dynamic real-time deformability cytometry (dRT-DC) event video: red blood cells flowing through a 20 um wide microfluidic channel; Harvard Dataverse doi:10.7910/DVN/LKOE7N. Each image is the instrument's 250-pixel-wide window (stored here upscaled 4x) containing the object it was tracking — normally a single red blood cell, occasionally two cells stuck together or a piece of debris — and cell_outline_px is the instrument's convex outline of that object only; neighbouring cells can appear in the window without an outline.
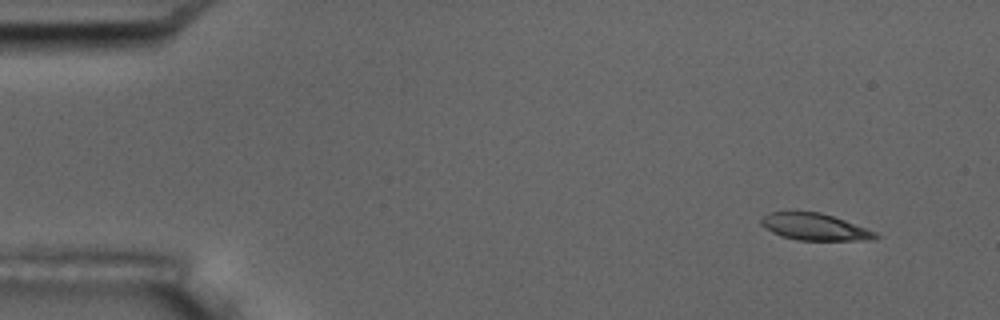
{"species": "common noctule bat (a hibernating species)", "species_latin": "Nyctalus noctula", "temperature_condition": "room temperature", "stored_images_in_passage": 5, "camera_frame_rate_fps": 3000, "um_per_image_px": 0.085, "animal": {"sex": "male", "body_mass_g": 17.5, "forearm_length_mm": 52.3}, "frame": {"image": 1, "passage_image": 1, "time_ms": 0.0, "image_size_px": [1000, 320], "cell_outline_px": [[880, 236], [868, 240], [796, 240], [780, 236], [772, 232], [760, 224], [760, 220], [764, 216], [772, 212], [820, 212], [844, 220], [876, 232]], "centroid_in_image_um": [69.23, 19.29], "position_along_channel_um": 15.8, "area_um2": 17.63}}
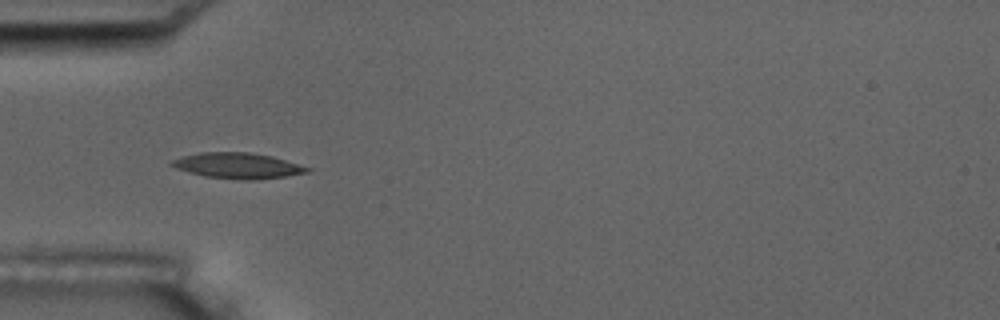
{"frame": {"image": 2, "passage_image": 4, "time_ms": 4.333, "image_size_px": [1000, 320], "cell_outline_px": [[312, 168], [308, 172], [284, 176], [252, 180], [244, 180], [204, 176], [188, 172], [176, 168], [168, 164], [172, 160], [184, 156], [200, 152], [248, 152], [272, 156]], "centroid_in_image_um": [20.19, 14.08], "position_along_channel_um": 64.8, "area_um2": 20.11}}